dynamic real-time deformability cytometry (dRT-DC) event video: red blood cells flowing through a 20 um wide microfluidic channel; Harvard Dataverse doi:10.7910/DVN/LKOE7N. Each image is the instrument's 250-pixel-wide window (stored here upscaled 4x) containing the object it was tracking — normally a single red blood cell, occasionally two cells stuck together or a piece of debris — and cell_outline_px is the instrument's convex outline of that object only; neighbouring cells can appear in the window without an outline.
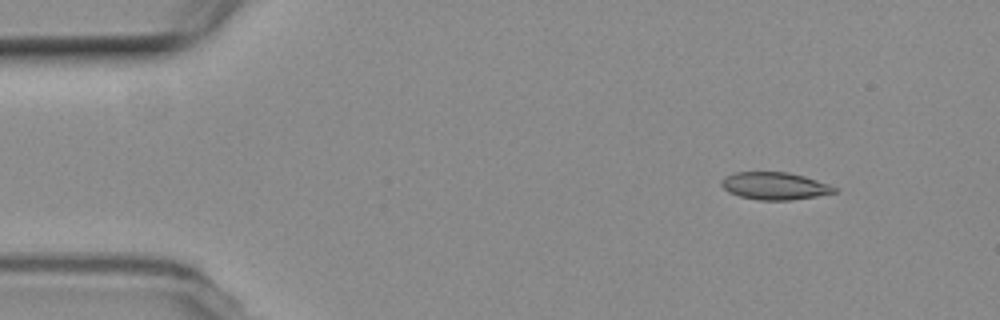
{"species": "common noctule bat (a hibernating species)", "species_latin": "Nyctalus noctula", "temperature_condition": "room temperature", "stored_images_in_passage": 3, "camera_frame_rate_fps": 3000, "um_per_image_px": 0.085, "animal": {"sex": "female", "body_mass_g": 19.3, "forearm_length_mm": 54.1}, "frame": {"image": 1, "passage_image": 1, "time_ms": 0.0, "image_size_px": [1000, 320], "cell_outline_px": [[836, 192], [816, 196], [792, 200], [760, 200], [740, 196], [728, 192], [720, 184], [720, 180], [724, 176], [736, 172], [788, 172], [804, 176], [828, 184], [836, 188]], "centroid_in_image_um": [65.81, 15.8], "position_along_channel_um": 19.2, "area_um2": 17.98}}
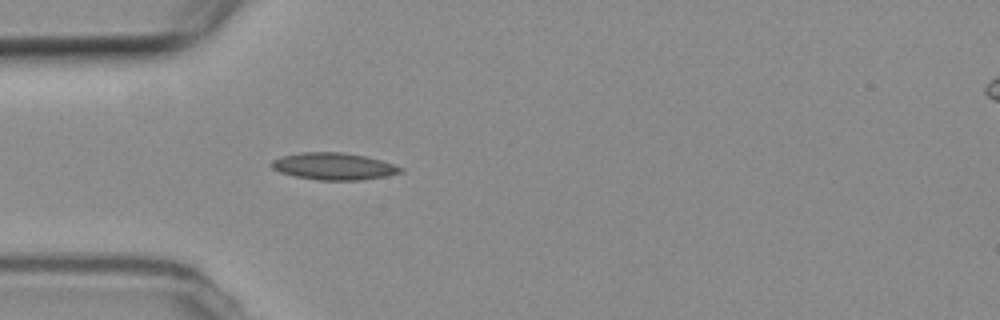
{"frame": {"image": 2, "passage_image": 3, "time_ms": 3.333, "image_size_px": [1000, 320], "cell_outline_px": [[404, 172], [388, 176], [364, 180], [320, 180], [296, 176], [280, 172], [272, 168], [268, 164], [272, 160], [284, 156], [300, 152], [340, 152], [364, 156], [380, 160], [404, 168]], "centroid_in_image_um": [28.38, 14.14], "position_along_channel_um": 56.6, "area_um2": 20.29}}